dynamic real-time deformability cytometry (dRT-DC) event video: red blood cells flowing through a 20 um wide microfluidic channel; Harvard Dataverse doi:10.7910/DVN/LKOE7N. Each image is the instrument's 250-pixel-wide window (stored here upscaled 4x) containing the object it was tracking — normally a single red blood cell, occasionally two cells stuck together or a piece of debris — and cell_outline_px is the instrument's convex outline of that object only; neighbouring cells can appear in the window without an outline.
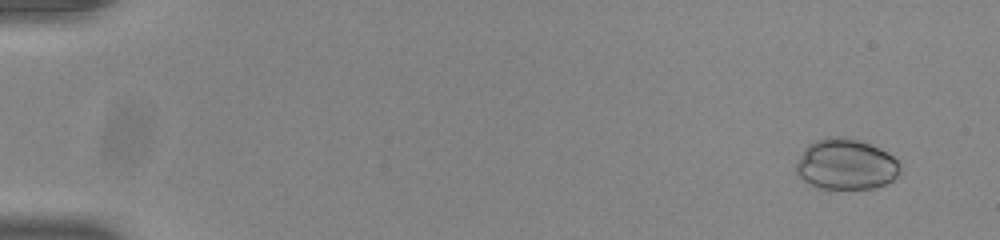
{"species": "common noctule bat (a hibernating species)", "species_latin": "Nyctalus noctula", "temperature_condition": "room temperature", "stored_images_in_passage": 53, "camera_frame_rate_fps": 3000, "um_per_image_px": 0.085, "animal": {"sex": "male", "body_mass_g": 20.0, "forearm_length_mm": 53.3}, "frame": {"image": 1, "passage_image": 2, "time_ms": 0.333, "image_size_px": [1000, 240], "cell_outline_px": [[900, 172], [892, 180], [884, 184], [872, 188], [820, 188], [804, 180], [796, 172], [796, 164], [804, 148], [808, 144], [816, 140], [828, 136], [848, 136], [868, 144], [892, 156], [900, 164]], "centroid_in_image_um": [71.88, 13.95], "position_along_channel_um": 13.1, "area_um2": 30.35}}
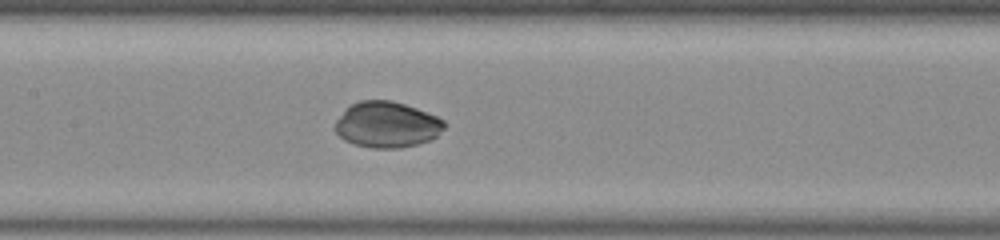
{"frame": {"image": 2, "passage_image": 26, "time_ms": 8.333, "image_size_px": [1000, 240], "cell_outline_px": [[444, 128], [432, 140], [400, 148], [372, 148], [352, 144], [344, 140], [336, 132], [336, 120], [352, 104], [360, 100], [392, 100], [416, 108], [436, 116], [444, 120]], "centroid_in_image_um": [32.89, 10.6], "position_along_channel_um": 174.5, "area_um2": 29.02}}
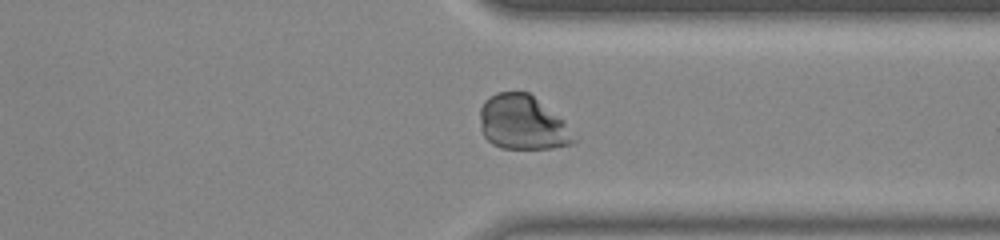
{"frame": {"image": 3, "passage_image": 41, "time_ms": 13.333, "image_size_px": [1000, 240], "cell_outline_px": [[576, 140], [572, 144], [552, 148], [500, 148], [492, 144], [484, 136], [480, 128], [480, 108], [484, 100], [488, 96], [496, 92], [528, 92], [564, 120]], "centroid_in_image_um": [44.38, 10.42], "position_along_channel_um": 367.0, "area_um2": 29.77}}